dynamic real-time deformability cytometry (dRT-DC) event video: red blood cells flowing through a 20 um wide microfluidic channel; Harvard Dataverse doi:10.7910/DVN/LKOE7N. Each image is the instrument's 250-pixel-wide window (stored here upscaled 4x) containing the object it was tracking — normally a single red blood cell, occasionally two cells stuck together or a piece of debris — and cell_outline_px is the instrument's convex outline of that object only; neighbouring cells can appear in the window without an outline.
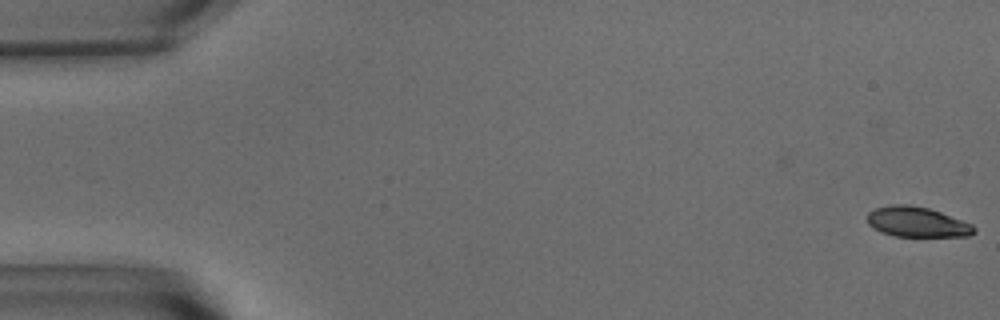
{"species": "common noctule bat (a hibernating species)", "species_latin": "Nyctalus noctula", "temperature_condition": "warm", "stored_images_in_passage": 56, "camera_frame_rate_fps": 3000, "um_per_image_px": 0.085, "animal": {"sex": "male", "body_mass_g": 15.6}, "frame": {"image": 1, "passage_image": 1, "time_ms": 0.0, "image_size_px": [1000, 320], "cell_outline_px": [[976, 232], [968, 236], [896, 236], [880, 232], [868, 224], [868, 212], [876, 208], [892, 204], [908, 204], [928, 208], [940, 212], [972, 224], [976, 228]], "centroid_in_image_um": [77.94, 18.87], "position_along_channel_um": 7.1, "area_um2": 18.67}}
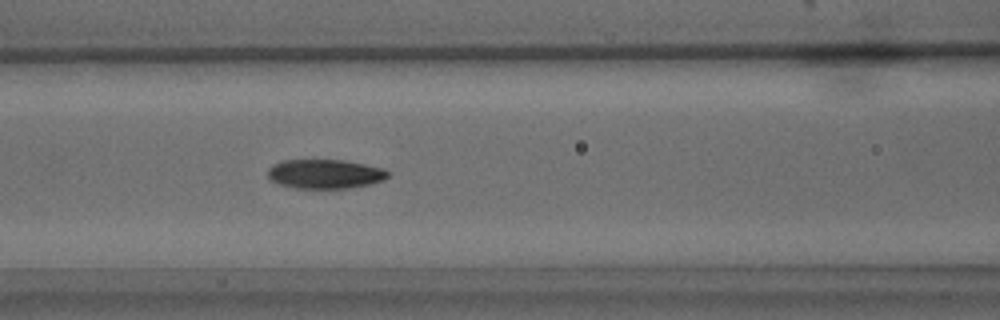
{"frame": {"image": 2, "passage_image": 24, "time_ms": 7.667, "image_size_px": [1000, 320], "cell_outline_px": [[388, 176], [384, 180], [372, 184], [352, 188], [296, 188], [280, 184], [268, 180], [268, 168], [272, 164], [284, 160], [344, 160], [384, 168], [388, 172]], "centroid_in_image_um": [27.62, 14.79], "position_along_channel_um": 139.0, "area_um2": 20.63}}
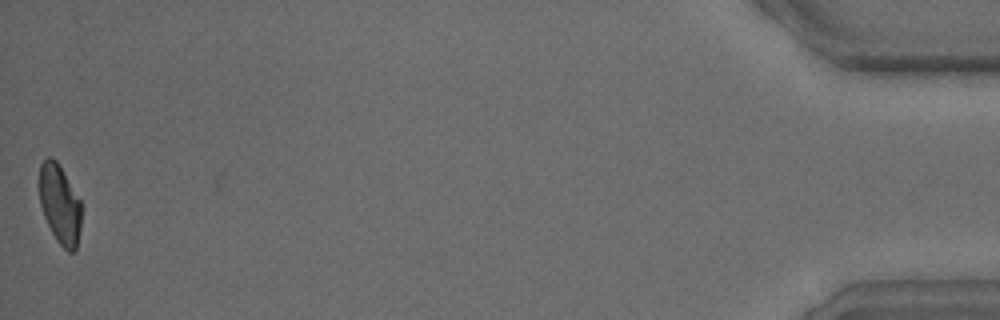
{"frame": {"image": 3, "passage_image": 56, "time_ms": 18.333, "image_size_px": [1000, 320], "cell_outline_px": [[84, 204], [80, 228], [76, 248], [72, 252], [68, 252], [56, 240], [44, 216], [40, 204], [40, 164], [48, 156], [56, 160]], "centroid_in_image_um": [5.13, 17.37], "position_along_channel_um": 430.1, "area_um2": 19.59}, "authors_computed_cell_mechanics": {"area_um2": 20.5479, "velocity_mm_per_s": 3.6269, "shape_relaxation_time_tau1_ms": 4.1757, "shape_relaxation_time_tau2_ms": 2.388, "deformation_change_tau1": 0.1553, "deformation_change_tau2": 0.0745}}